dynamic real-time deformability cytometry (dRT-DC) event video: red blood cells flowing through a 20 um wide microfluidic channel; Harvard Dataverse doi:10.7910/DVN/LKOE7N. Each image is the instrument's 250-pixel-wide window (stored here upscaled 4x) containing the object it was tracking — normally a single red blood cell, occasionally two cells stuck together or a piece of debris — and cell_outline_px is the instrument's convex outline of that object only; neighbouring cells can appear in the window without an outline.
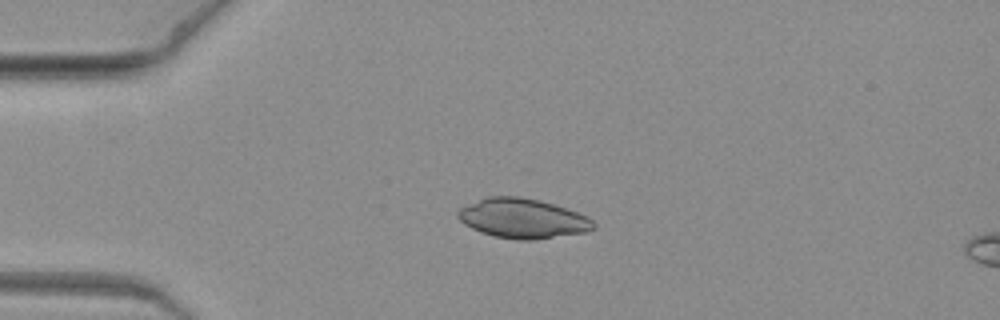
{"species": "common noctule bat (a hibernating species)", "species_latin": "Nyctalus noctula", "temperature_condition": "warm", "stored_images_in_passage": 7, "camera_frame_rate_fps": 3000, "um_per_image_px": 0.085, "animal": {"sex": "female", "body_mass_g": 19.3, "forearm_length_mm": 54.1}, "frame": {"image": 1, "passage_image": 5, "time_ms": 1.333, "image_size_px": [1000, 320], "cell_outline_px": [[596, 228], [588, 232], [532, 240], [516, 240], [496, 236], [480, 232], [464, 224], [456, 216], [456, 212], [460, 208], [468, 204], [488, 196], [520, 196], [540, 200], [588, 216], [596, 224]], "centroid_in_image_um": [44.43, 18.57], "position_along_channel_um": 40.6, "area_um2": 31.39}}